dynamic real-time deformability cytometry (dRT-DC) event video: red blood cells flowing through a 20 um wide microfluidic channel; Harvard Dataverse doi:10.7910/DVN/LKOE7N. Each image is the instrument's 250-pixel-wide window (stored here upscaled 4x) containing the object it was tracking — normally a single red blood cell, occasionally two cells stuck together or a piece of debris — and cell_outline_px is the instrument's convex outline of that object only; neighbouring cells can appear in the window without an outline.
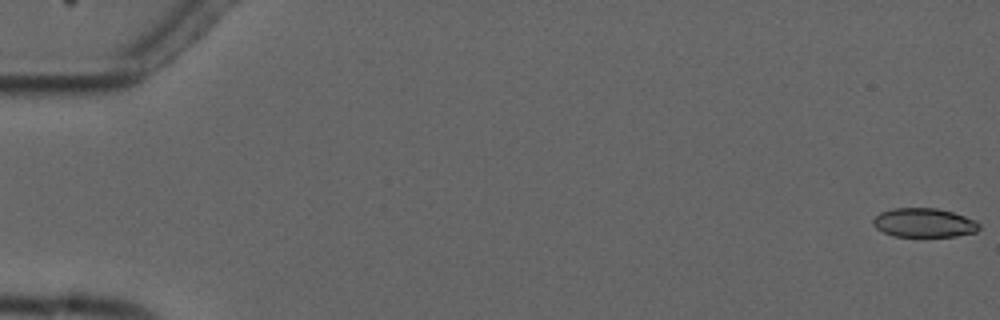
{"species": "common noctule bat (a hibernating species)", "species_latin": "Nyctalus noctula", "temperature_condition": "cold", "stored_images_in_passage": 9, "camera_frame_rate_fps": 3000, "um_per_image_px": 0.085, "animal": {"sex": "male", "forearm_length_mm": 52.5}, "frame": {"image": 1, "passage_image": 1, "time_ms": 0.0, "image_size_px": [1000, 320], "cell_outline_px": [[980, 228], [976, 232], [956, 236], [892, 236], [876, 228], [872, 224], [872, 220], [880, 212], [892, 208], [936, 208], [952, 212], [976, 220], [980, 224]], "centroid_in_image_um": [78.54, 18.93], "position_along_channel_um": 6.5, "area_um2": 17.98}}
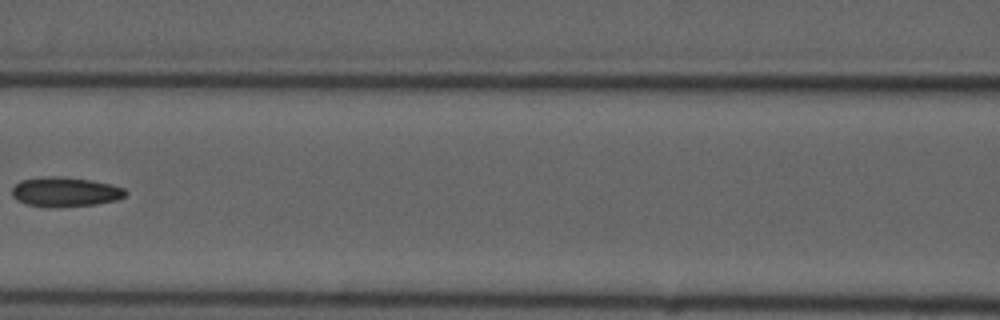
{"frame": {"image": 2, "passage_image": 8, "time_ms": 8.333, "image_size_px": [1000, 320], "cell_outline_px": [[128, 192], [124, 196], [116, 200], [96, 204], [56, 208], [48, 208], [28, 204], [16, 200], [12, 196], [12, 188], [20, 180], [44, 176], [60, 176], [92, 180], [112, 184], [124, 188]], "centroid_in_image_um": [5.53, 16.31], "position_along_channel_um": 161.1, "area_um2": 19.88}}
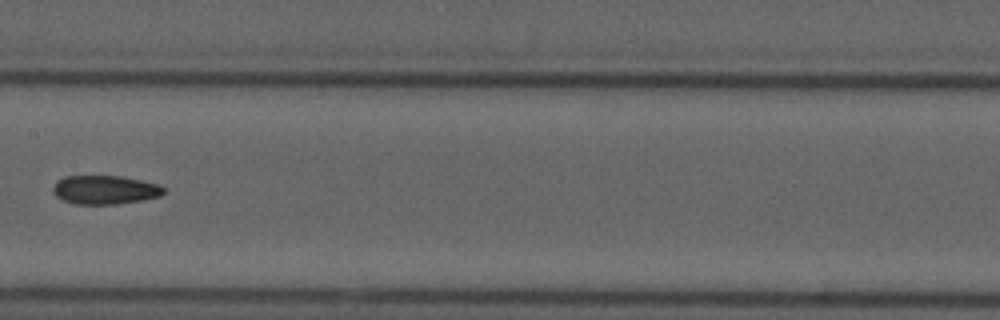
{"frame": {"image": 3, "passage_image": 9, "time_ms": 9.333, "image_size_px": [1000, 320], "cell_outline_px": [[164, 192], [160, 196], [144, 200], [116, 204], [76, 204], [64, 200], [56, 196], [52, 192], [52, 188], [56, 180], [64, 176], [120, 176], [160, 184], [164, 188]], "centroid_in_image_um": [8.91, 16.13], "position_along_channel_um": 198.5, "area_um2": 18.67}}